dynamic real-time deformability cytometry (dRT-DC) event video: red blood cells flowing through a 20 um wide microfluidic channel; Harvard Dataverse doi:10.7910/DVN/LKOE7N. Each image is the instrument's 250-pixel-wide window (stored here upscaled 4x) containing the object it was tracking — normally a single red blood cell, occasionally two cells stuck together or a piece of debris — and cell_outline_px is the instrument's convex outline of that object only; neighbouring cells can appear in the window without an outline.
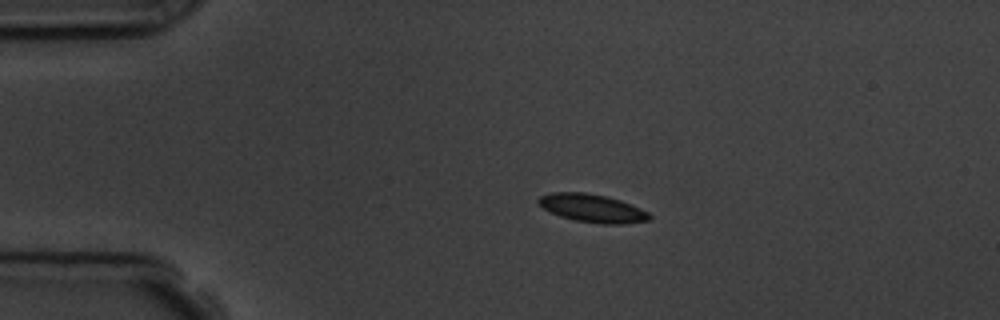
{"species": "common noctule bat (a hibernating species)", "species_latin": "Nyctalus noctula", "temperature_condition": "room temperature", "stored_images_in_passage": 3, "camera_frame_rate_fps": 3000, "um_per_image_px": 0.085, "animal": {"sex": "male", "body_mass_g": 19.5, "forearm_length_mm": 54.6}, "frame": {"image": 1, "passage_image": 2, "time_ms": 2.0, "image_size_px": [1000, 320], "cell_outline_px": [[652, 220], [624, 224], [600, 224], [576, 220], [560, 216], [536, 204], [536, 200], [540, 196], [552, 192], [584, 192], [604, 196], [620, 200], [632, 204], [648, 212], [652, 216]], "centroid_in_image_um": [50.36, 17.7], "position_along_channel_um": 34.6, "area_um2": 18.26}}